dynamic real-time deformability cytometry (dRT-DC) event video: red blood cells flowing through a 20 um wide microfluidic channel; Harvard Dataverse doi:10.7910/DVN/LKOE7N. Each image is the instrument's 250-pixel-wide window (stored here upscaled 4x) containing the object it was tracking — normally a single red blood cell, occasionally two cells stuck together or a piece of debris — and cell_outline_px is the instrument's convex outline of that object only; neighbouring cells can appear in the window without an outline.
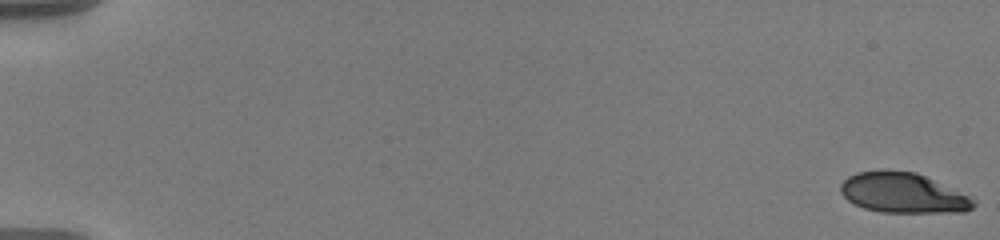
{"species": "human", "species_latin": "Homo sapiens", "temperature_condition": "warm", "stored_images_in_passage": 35, "camera_frame_rate_fps": 3000, "um_per_image_px": 0.085, "donor": {"sex": "male"}, "frame": {"image": 1, "passage_image": 1, "time_ms": 0.0, "image_size_px": [1000, 240], "cell_outline_px": [[976, 204], [972, 208], [964, 212], [880, 212], [864, 208], [848, 200], [840, 192], [840, 184], [848, 176], [856, 172], [888, 168], [916, 172], [972, 196], [976, 200]], "centroid_in_image_um": [76.77, 16.37], "position_along_channel_um": 8.2, "area_um2": 31.62}}
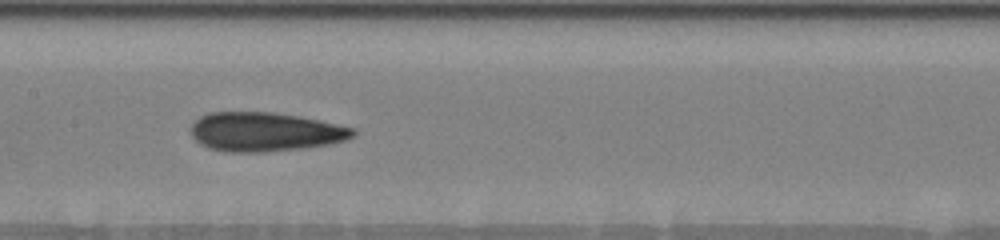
{"frame": {"image": 2, "passage_image": 15, "time_ms": 10.0, "image_size_px": [1000, 240], "cell_outline_px": [[356, 132], [352, 136], [344, 140], [332, 144], [304, 148], [264, 152], [224, 152], [208, 148], [200, 144], [192, 136], [192, 124], [200, 116], [208, 112], [272, 112], [300, 116], [320, 120], [356, 128]], "centroid_in_image_um": [22.54, 11.21], "position_along_channel_um": 184.9, "area_um2": 37.17}}
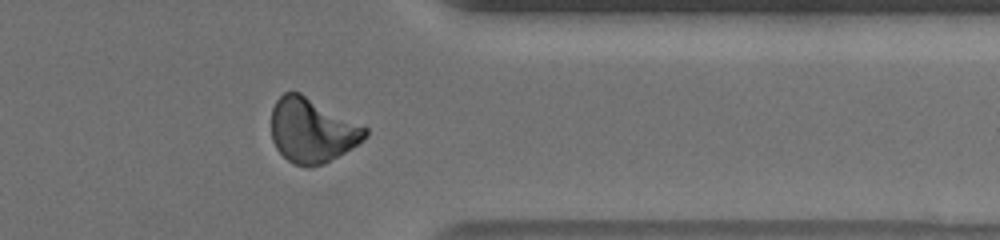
{"frame": {"image": 3, "passage_image": 28, "time_ms": 15.667, "image_size_px": [1000, 240], "cell_outline_px": [[368, 136], [364, 140], [324, 164], [312, 168], [308, 168], [296, 164], [288, 160], [276, 148], [272, 140], [272, 108], [276, 100], [284, 92], [300, 92], [368, 128]], "centroid_in_image_um": [26.52, 11.09], "position_along_channel_um": 384.9, "area_um2": 35.2}, "authors_computed_cell_mechanics": {"area_um2": 35.258, "velocity_mm_per_s": 3.6095, "shape_relaxation_time_tau1_ms": 5.9571, "shape_relaxation_time_tau2_ms": 2.1795, "deformation_change_tau1": 0.1615, "deformation_change_tau2": 0.0782}}